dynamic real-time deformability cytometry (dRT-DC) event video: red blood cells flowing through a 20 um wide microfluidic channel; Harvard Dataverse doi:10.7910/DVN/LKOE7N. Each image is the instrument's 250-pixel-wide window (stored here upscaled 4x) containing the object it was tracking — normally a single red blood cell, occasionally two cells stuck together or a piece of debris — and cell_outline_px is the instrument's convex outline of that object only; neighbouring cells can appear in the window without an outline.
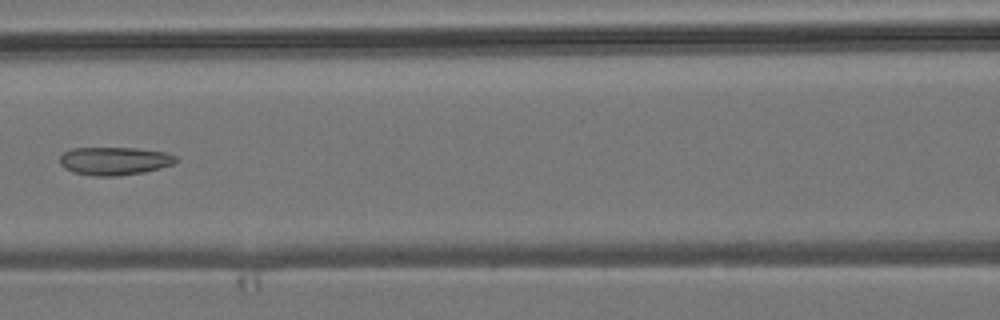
{"species": "common noctule bat (a hibernating species)", "species_latin": "Nyctalus noctula", "temperature_condition": "room temperature", "stored_images_in_passage": 8, "camera_frame_rate_fps": 3000, "um_per_image_px": 0.085, "animal": {"sex": "male", "body_mass_g": 19.2, "forearm_length_mm": 51.8}, "frame": {"image": 1, "passage_image": 7, "time_ms": 7.333, "image_size_px": [1000, 320], "cell_outline_px": [[176, 160], [172, 164], [160, 168], [144, 172], [116, 176], [96, 176], [72, 172], [64, 168], [60, 164], [60, 156], [64, 152], [72, 148], [136, 148], [164, 152], [176, 156]], "centroid_in_image_um": [9.69, 13.68], "position_along_channel_um": 156.9, "area_um2": 18.9}}
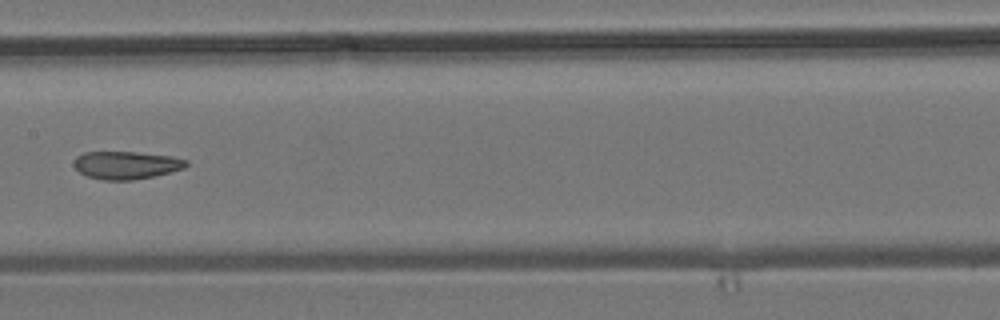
{"frame": {"image": 2, "passage_image": 8, "time_ms": 8.333, "image_size_px": [1000, 320], "cell_outline_px": [[188, 164], [184, 168], [152, 176], [132, 180], [104, 180], [88, 176], [80, 172], [72, 164], [76, 156], [84, 152], [136, 152], [172, 156], [188, 160]], "centroid_in_image_um": [10.71, 14.02], "position_along_channel_um": 196.7, "area_um2": 18.09}}